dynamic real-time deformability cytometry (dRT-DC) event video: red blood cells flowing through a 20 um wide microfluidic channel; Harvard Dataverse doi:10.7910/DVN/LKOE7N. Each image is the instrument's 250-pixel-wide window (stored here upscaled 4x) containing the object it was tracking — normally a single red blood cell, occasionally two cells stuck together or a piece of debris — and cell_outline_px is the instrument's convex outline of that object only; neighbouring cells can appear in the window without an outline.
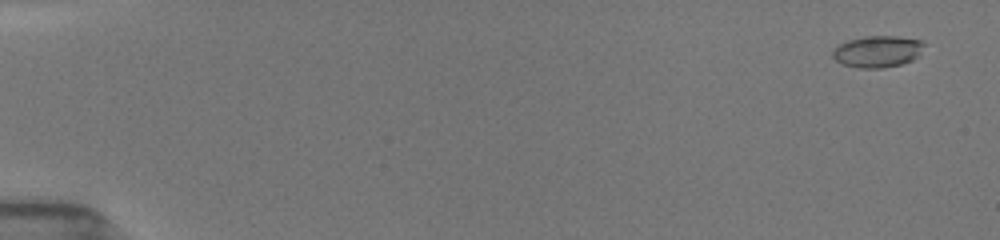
{"species": "common noctule bat (a hibernating species)", "species_latin": "Nyctalus noctula", "temperature_condition": "room temperature", "stored_images_in_passage": 43, "camera_frame_rate_fps": 3000, "um_per_image_px": 0.085, "animal": {"sex": "female", "body_mass_g": 19.5, "forearm_length_mm": 54.1}, "frame": {"image": 1, "passage_image": 4, "time_ms": 0.667, "image_size_px": [1000, 240], "cell_outline_px": [[924, 44], [916, 56], [912, 60], [900, 64], [884, 68], [856, 68], [844, 64], [836, 60], [832, 56], [832, 52], [840, 44], [848, 40], [864, 36], [896, 36], [920, 40]], "centroid_in_image_um": [74.56, 4.38], "position_along_channel_um": 10.4, "area_um2": 16.59}}
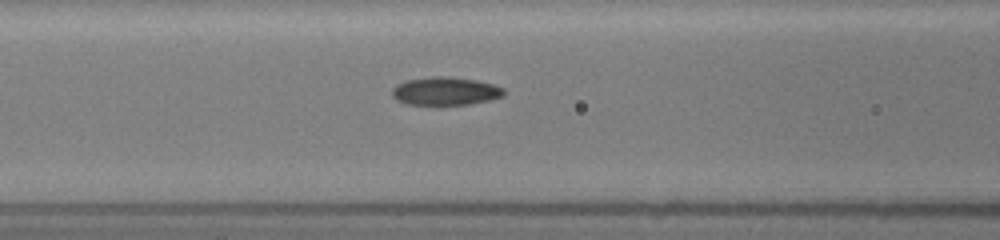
{"frame": {"image": 2, "passage_image": 31, "time_ms": 7.667, "image_size_px": [1000, 240], "cell_outline_px": [[504, 96], [472, 104], [408, 104], [396, 100], [392, 96], [392, 88], [396, 84], [408, 80], [432, 76], [448, 76], [476, 80], [492, 84], [504, 88]], "centroid_in_image_um": [37.85, 7.74], "position_along_channel_um": 128.8, "area_um2": 18.26}}
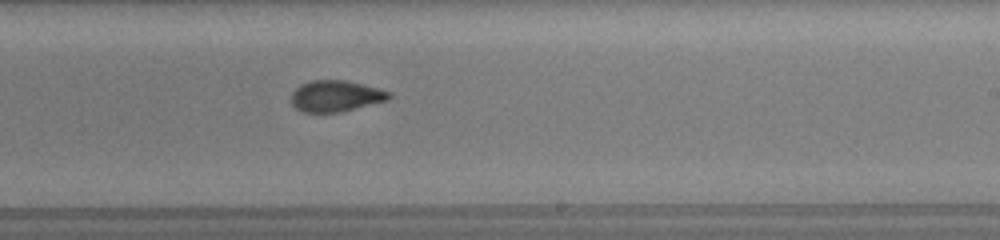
{"frame": {"image": 3, "passage_image": 43, "time_ms": 11.0, "image_size_px": [1000, 240], "cell_outline_px": [[392, 96], [388, 100], [340, 112], [304, 112], [296, 108], [292, 104], [292, 92], [300, 84], [312, 80], [344, 80], [392, 92]], "centroid_in_image_um": [28.53, 8.16], "position_along_channel_um": 260.5, "area_um2": 17.63}}